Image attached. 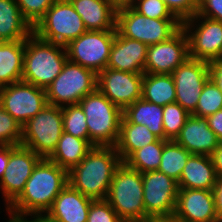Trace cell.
<instances>
[{
    "label": "cell",
    "instance_id": "7dc6e473",
    "mask_svg": "<svg viewBox=\"0 0 222 222\" xmlns=\"http://www.w3.org/2000/svg\"><path fill=\"white\" fill-rule=\"evenodd\" d=\"M26 218L27 217L18 219V221L19 222H55L43 214L31 215V218H32L31 220H28Z\"/></svg>",
    "mask_w": 222,
    "mask_h": 222
},
{
    "label": "cell",
    "instance_id": "ab89813d",
    "mask_svg": "<svg viewBox=\"0 0 222 222\" xmlns=\"http://www.w3.org/2000/svg\"><path fill=\"white\" fill-rule=\"evenodd\" d=\"M197 15L222 22V0H199Z\"/></svg>",
    "mask_w": 222,
    "mask_h": 222
},
{
    "label": "cell",
    "instance_id": "e0dca14e",
    "mask_svg": "<svg viewBox=\"0 0 222 222\" xmlns=\"http://www.w3.org/2000/svg\"><path fill=\"white\" fill-rule=\"evenodd\" d=\"M188 58V37L181 27L168 40L148 46L144 73L172 74Z\"/></svg>",
    "mask_w": 222,
    "mask_h": 222
},
{
    "label": "cell",
    "instance_id": "7c38bea8",
    "mask_svg": "<svg viewBox=\"0 0 222 222\" xmlns=\"http://www.w3.org/2000/svg\"><path fill=\"white\" fill-rule=\"evenodd\" d=\"M44 88L25 81L0 88V105L23 126L47 105Z\"/></svg>",
    "mask_w": 222,
    "mask_h": 222
},
{
    "label": "cell",
    "instance_id": "d6986e66",
    "mask_svg": "<svg viewBox=\"0 0 222 222\" xmlns=\"http://www.w3.org/2000/svg\"><path fill=\"white\" fill-rule=\"evenodd\" d=\"M148 46L138 40L115 34L106 68L132 73H144Z\"/></svg>",
    "mask_w": 222,
    "mask_h": 222
},
{
    "label": "cell",
    "instance_id": "ac0fdd59",
    "mask_svg": "<svg viewBox=\"0 0 222 222\" xmlns=\"http://www.w3.org/2000/svg\"><path fill=\"white\" fill-rule=\"evenodd\" d=\"M173 216L181 222H216L212 190L178 188Z\"/></svg>",
    "mask_w": 222,
    "mask_h": 222
},
{
    "label": "cell",
    "instance_id": "7a4b0ae2",
    "mask_svg": "<svg viewBox=\"0 0 222 222\" xmlns=\"http://www.w3.org/2000/svg\"><path fill=\"white\" fill-rule=\"evenodd\" d=\"M121 163L115 147L93 146L85 158L68 171V184L93 200L106 199L114 172Z\"/></svg>",
    "mask_w": 222,
    "mask_h": 222
},
{
    "label": "cell",
    "instance_id": "681fc988",
    "mask_svg": "<svg viewBox=\"0 0 222 222\" xmlns=\"http://www.w3.org/2000/svg\"><path fill=\"white\" fill-rule=\"evenodd\" d=\"M216 222H222V216H219Z\"/></svg>",
    "mask_w": 222,
    "mask_h": 222
},
{
    "label": "cell",
    "instance_id": "484cf974",
    "mask_svg": "<svg viewBox=\"0 0 222 222\" xmlns=\"http://www.w3.org/2000/svg\"><path fill=\"white\" fill-rule=\"evenodd\" d=\"M158 139L147 126L130 123L122 116L119 139L115 148L121 161L125 162L136 150Z\"/></svg>",
    "mask_w": 222,
    "mask_h": 222
},
{
    "label": "cell",
    "instance_id": "277c9868",
    "mask_svg": "<svg viewBox=\"0 0 222 222\" xmlns=\"http://www.w3.org/2000/svg\"><path fill=\"white\" fill-rule=\"evenodd\" d=\"M78 104L85 113L89 141L94 146L115 147L119 139L123 110L98 89L84 96Z\"/></svg>",
    "mask_w": 222,
    "mask_h": 222
},
{
    "label": "cell",
    "instance_id": "9a60e30c",
    "mask_svg": "<svg viewBox=\"0 0 222 222\" xmlns=\"http://www.w3.org/2000/svg\"><path fill=\"white\" fill-rule=\"evenodd\" d=\"M42 159L30 148L23 145H9V161L0 187L8 207L23 191L37 163Z\"/></svg>",
    "mask_w": 222,
    "mask_h": 222
},
{
    "label": "cell",
    "instance_id": "ffe728a7",
    "mask_svg": "<svg viewBox=\"0 0 222 222\" xmlns=\"http://www.w3.org/2000/svg\"><path fill=\"white\" fill-rule=\"evenodd\" d=\"M175 141L191 154L208 155L217 149L220 140L208 126L204 117L190 115Z\"/></svg>",
    "mask_w": 222,
    "mask_h": 222
},
{
    "label": "cell",
    "instance_id": "f6af8a7d",
    "mask_svg": "<svg viewBox=\"0 0 222 222\" xmlns=\"http://www.w3.org/2000/svg\"><path fill=\"white\" fill-rule=\"evenodd\" d=\"M9 161V145H0V180Z\"/></svg>",
    "mask_w": 222,
    "mask_h": 222
},
{
    "label": "cell",
    "instance_id": "603a6c76",
    "mask_svg": "<svg viewBox=\"0 0 222 222\" xmlns=\"http://www.w3.org/2000/svg\"><path fill=\"white\" fill-rule=\"evenodd\" d=\"M217 178L211 156L192 154L177 184L178 188L212 190Z\"/></svg>",
    "mask_w": 222,
    "mask_h": 222
},
{
    "label": "cell",
    "instance_id": "2e32d148",
    "mask_svg": "<svg viewBox=\"0 0 222 222\" xmlns=\"http://www.w3.org/2000/svg\"><path fill=\"white\" fill-rule=\"evenodd\" d=\"M144 73L106 68L97 74V89L122 110L142 98Z\"/></svg>",
    "mask_w": 222,
    "mask_h": 222
},
{
    "label": "cell",
    "instance_id": "60d3db41",
    "mask_svg": "<svg viewBox=\"0 0 222 222\" xmlns=\"http://www.w3.org/2000/svg\"><path fill=\"white\" fill-rule=\"evenodd\" d=\"M210 78L222 92V59L209 62Z\"/></svg>",
    "mask_w": 222,
    "mask_h": 222
},
{
    "label": "cell",
    "instance_id": "d4e9b609",
    "mask_svg": "<svg viewBox=\"0 0 222 222\" xmlns=\"http://www.w3.org/2000/svg\"><path fill=\"white\" fill-rule=\"evenodd\" d=\"M25 40L0 42V88L22 81Z\"/></svg>",
    "mask_w": 222,
    "mask_h": 222
},
{
    "label": "cell",
    "instance_id": "8992f818",
    "mask_svg": "<svg viewBox=\"0 0 222 222\" xmlns=\"http://www.w3.org/2000/svg\"><path fill=\"white\" fill-rule=\"evenodd\" d=\"M97 89V74L67 60L61 73L45 88L47 103L63 107L78 104L87 94Z\"/></svg>",
    "mask_w": 222,
    "mask_h": 222
},
{
    "label": "cell",
    "instance_id": "e575fe53",
    "mask_svg": "<svg viewBox=\"0 0 222 222\" xmlns=\"http://www.w3.org/2000/svg\"><path fill=\"white\" fill-rule=\"evenodd\" d=\"M22 126L0 105V145H21Z\"/></svg>",
    "mask_w": 222,
    "mask_h": 222
},
{
    "label": "cell",
    "instance_id": "44dd1931",
    "mask_svg": "<svg viewBox=\"0 0 222 222\" xmlns=\"http://www.w3.org/2000/svg\"><path fill=\"white\" fill-rule=\"evenodd\" d=\"M92 200L67 184L44 215L55 222H87Z\"/></svg>",
    "mask_w": 222,
    "mask_h": 222
},
{
    "label": "cell",
    "instance_id": "cb8c5ba5",
    "mask_svg": "<svg viewBox=\"0 0 222 222\" xmlns=\"http://www.w3.org/2000/svg\"><path fill=\"white\" fill-rule=\"evenodd\" d=\"M33 27L23 17L16 0H0V42L26 40Z\"/></svg>",
    "mask_w": 222,
    "mask_h": 222
},
{
    "label": "cell",
    "instance_id": "1f68e13d",
    "mask_svg": "<svg viewBox=\"0 0 222 222\" xmlns=\"http://www.w3.org/2000/svg\"><path fill=\"white\" fill-rule=\"evenodd\" d=\"M63 132L89 141L85 113L79 104L62 107Z\"/></svg>",
    "mask_w": 222,
    "mask_h": 222
},
{
    "label": "cell",
    "instance_id": "f1b7e54d",
    "mask_svg": "<svg viewBox=\"0 0 222 222\" xmlns=\"http://www.w3.org/2000/svg\"><path fill=\"white\" fill-rule=\"evenodd\" d=\"M176 90L172 74L144 73L142 80V98L164 107L175 102Z\"/></svg>",
    "mask_w": 222,
    "mask_h": 222
},
{
    "label": "cell",
    "instance_id": "bcb514c9",
    "mask_svg": "<svg viewBox=\"0 0 222 222\" xmlns=\"http://www.w3.org/2000/svg\"><path fill=\"white\" fill-rule=\"evenodd\" d=\"M108 3L116 10L132 7L135 0H107Z\"/></svg>",
    "mask_w": 222,
    "mask_h": 222
},
{
    "label": "cell",
    "instance_id": "52a82bcc",
    "mask_svg": "<svg viewBox=\"0 0 222 222\" xmlns=\"http://www.w3.org/2000/svg\"><path fill=\"white\" fill-rule=\"evenodd\" d=\"M63 133L62 107L47 104L22 126L21 145L42 158L55 150Z\"/></svg>",
    "mask_w": 222,
    "mask_h": 222
},
{
    "label": "cell",
    "instance_id": "b9f144b4",
    "mask_svg": "<svg viewBox=\"0 0 222 222\" xmlns=\"http://www.w3.org/2000/svg\"><path fill=\"white\" fill-rule=\"evenodd\" d=\"M208 126L220 140L222 138V109L206 117Z\"/></svg>",
    "mask_w": 222,
    "mask_h": 222
},
{
    "label": "cell",
    "instance_id": "8fae6325",
    "mask_svg": "<svg viewBox=\"0 0 222 222\" xmlns=\"http://www.w3.org/2000/svg\"><path fill=\"white\" fill-rule=\"evenodd\" d=\"M182 28L188 37L190 58L206 62L222 59V22L196 14L182 22Z\"/></svg>",
    "mask_w": 222,
    "mask_h": 222
},
{
    "label": "cell",
    "instance_id": "4fadbf2b",
    "mask_svg": "<svg viewBox=\"0 0 222 222\" xmlns=\"http://www.w3.org/2000/svg\"><path fill=\"white\" fill-rule=\"evenodd\" d=\"M146 218L174 215L178 193L177 181L158 170L142 173Z\"/></svg>",
    "mask_w": 222,
    "mask_h": 222
},
{
    "label": "cell",
    "instance_id": "8d00e7d4",
    "mask_svg": "<svg viewBox=\"0 0 222 222\" xmlns=\"http://www.w3.org/2000/svg\"><path fill=\"white\" fill-rule=\"evenodd\" d=\"M132 8L149 18L154 19H177L163 0H135Z\"/></svg>",
    "mask_w": 222,
    "mask_h": 222
},
{
    "label": "cell",
    "instance_id": "3957f363",
    "mask_svg": "<svg viewBox=\"0 0 222 222\" xmlns=\"http://www.w3.org/2000/svg\"><path fill=\"white\" fill-rule=\"evenodd\" d=\"M67 60L64 45L44 41L32 33L25 40L22 81L45 89L61 73Z\"/></svg>",
    "mask_w": 222,
    "mask_h": 222
},
{
    "label": "cell",
    "instance_id": "7bdbcfd3",
    "mask_svg": "<svg viewBox=\"0 0 222 222\" xmlns=\"http://www.w3.org/2000/svg\"><path fill=\"white\" fill-rule=\"evenodd\" d=\"M217 218L222 216V177H218L212 189Z\"/></svg>",
    "mask_w": 222,
    "mask_h": 222
},
{
    "label": "cell",
    "instance_id": "ee69618b",
    "mask_svg": "<svg viewBox=\"0 0 222 222\" xmlns=\"http://www.w3.org/2000/svg\"><path fill=\"white\" fill-rule=\"evenodd\" d=\"M211 158L217 177H222V145L219 144L217 149L212 153Z\"/></svg>",
    "mask_w": 222,
    "mask_h": 222
},
{
    "label": "cell",
    "instance_id": "f35d334b",
    "mask_svg": "<svg viewBox=\"0 0 222 222\" xmlns=\"http://www.w3.org/2000/svg\"><path fill=\"white\" fill-rule=\"evenodd\" d=\"M171 13L182 23L197 14L199 0H163Z\"/></svg>",
    "mask_w": 222,
    "mask_h": 222
},
{
    "label": "cell",
    "instance_id": "4dcf8cb0",
    "mask_svg": "<svg viewBox=\"0 0 222 222\" xmlns=\"http://www.w3.org/2000/svg\"><path fill=\"white\" fill-rule=\"evenodd\" d=\"M168 140L158 139L136 150L125 163L140 173L158 170L164 144Z\"/></svg>",
    "mask_w": 222,
    "mask_h": 222
},
{
    "label": "cell",
    "instance_id": "74e56055",
    "mask_svg": "<svg viewBox=\"0 0 222 222\" xmlns=\"http://www.w3.org/2000/svg\"><path fill=\"white\" fill-rule=\"evenodd\" d=\"M87 222H124L106 199L92 200Z\"/></svg>",
    "mask_w": 222,
    "mask_h": 222
},
{
    "label": "cell",
    "instance_id": "7402d4cb",
    "mask_svg": "<svg viewBox=\"0 0 222 222\" xmlns=\"http://www.w3.org/2000/svg\"><path fill=\"white\" fill-rule=\"evenodd\" d=\"M87 31L116 30V10L107 0H69Z\"/></svg>",
    "mask_w": 222,
    "mask_h": 222
},
{
    "label": "cell",
    "instance_id": "30bf717a",
    "mask_svg": "<svg viewBox=\"0 0 222 222\" xmlns=\"http://www.w3.org/2000/svg\"><path fill=\"white\" fill-rule=\"evenodd\" d=\"M116 30L86 31L66 46L68 60L96 74L106 69Z\"/></svg>",
    "mask_w": 222,
    "mask_h": 222
},
{
    "label": "cell",
    "instance_id": "c3c4849f",
    "mask_svg": "<svg viewBox=\"0 0 222 222\" xmlns=\"http://www.w3.org/2000/svg\"><path fill=\"white\" fill-rule=\"evenodd\" d=\"M140 222H181L174 216L170 217H149Z\"/></svg>",
    "mask_w": 222,
    "mask_h": 222
},
{
    "label": "cell",
    "instance_id": "d590c367",
    "mask_svg": "<svg viewBox=\"0 0 222 222\" xmlns=\"http://www.w3.org/2000/svg\"><path fill=\"white\" fill-rule=\"evenodd\" d=\"M56 0H16L23 17L34 27Z\"/></svg>",
    "mask_w": 222,
    "mask_h": 222
},
{
    "label": "cell",
    "instance_id": "ba28073f",
    "mask_svg": "<svg viewBox=\"0 0 222 222\" xmlns=\"http://www.w3.org/2000/svg\"><path fill=\"white\" fill-rule=\"evenodd\" d=\"M178 19H154L141 15L132 7L116 12V32L120 36L143 42L147 46L168 40L180 28Z\"/></svg>",
    "mask_w": 222,
    "mask_h": 222
},
{
    "label": "cell",
    "instance_id": "d6a6232c",
    "mask_svg": "<svg viewBox=\"0 0 222 222\" xmlns=\"http://www.w3.org/2000/svg\"><path fill=\"white\" fill-rule=\"evenodd\" d=\"M190 114L178 103L173 102L163 107V130L165 140H175Z\"/></svg>",
    "mask_w": 222,
    "mask_h": 222
},
{
    "label": "cell",
    "instance_id": "4316f807",
    "mask_svg": "<svg viewBox=\"0 0 222 222\" xmlns=\"http://www.w3.org/2000/svg\"><path fill=\"white\" fill-rule=\"evenodd\" d=\"M122 116L130 123L145 125L159 139L165 140L163 107L143 98L123 109Z\"/></svg>",
    "mask_w": 222,
    "mask_h": 222
},
{
    "label": "cell",
    "instance_id": "9c48e42d",
    "mask_svg": "<svg viewBox=\"0 0 222 222\" xmlns=\"http://www.w3.org/2000/svg\"><path fill=\"white\" fill-rule=\"evenodd\" d=\"M87 30L69 0H56L33 27L40 39L66 46Z\"/></svg>",
    "mask_w": 222,
    "mask_h": 222
},
{
    "label": "cell",
    "instance_id": "83f0119b",
    "mask_svg": "<svg viewBox=\"0 0 222 222\" xmlns=\"http://www.w3.org/2000/svg\"><path fill=\"white\" fill-rule=\"evenodd\" d=\"M93 146L90 141L63 132L55 150L48 159L69 171L85 158Z\"/></svg>",
    "mask_w": 222,
    "mask_h": 222
},
{
    "label": "cell",
    "instance_id": "6da1fadb",
    "mask_svg": "<svg viewBox=\"0 0 222 222\" xmlns=\"http://www.w3.org/2000/svg\"><path fill=\"white\" fill-rule=\"evenodd\" d=\"M68 184V171L48 158H42L28 178L21 194L6 210L10 219L45 214Z\"/></svg>",
    "mask_w": 222,
    "mask_h": 222
},
{
    "label": "cell",
    "instance_id": "5bb4252c",
    "mask_svg": "<svg viewBox=\"0 0 222 222\" xmlns=\"http://www.w3.org/2000/svg\"><path fill=\"white\" fill-rule=\"evenodd\" d=\"M172 76L176 90L175 102L192 115L204 85L210 78L209 62L189 57L172 72Z\"/></svg>",
    "mask_w": 222,
    "mask_h": 222
},
{
    "label": "cell",
    "instance_id": "f907efd6",
    "mask_svg": "<svg viewBox=\"0 0 222 222\" xmlns=\"http://www.w3.org/2000/svg\"><path fill=\"white\" fill-rule=\"evenodd\" d=\"M7 222H19L18 220L10 219Z\"/></svg>",
    "mask_w": 222,
    "mask_h": 222
},
{
    "label": "cell",
    "instance_id": "836d02e7",
    "mask_svg": "<svg viewBox=\"0 0 222 222\" xmlns=\"http://www.w3.org/2000/svg\"><path fill=\"white\" fill-rule=\"evenodd\" d=\"M222 109V92L211 78L207 80L200 94L195 112L196 117H204L214 114Z\"/></svg>",
    "mask_w": 222,
    "mask_h": 222
},
{
    "label": "cell",
    "instance_id": "f546056e",
    "mask_svg": "<svg viewBox=\"0 0 222 222\" xmlns=\"http://www.w3.org/2000/svg\"><path fill=\"white\" fill-rule=\"evenodd\" d=\"M191 155L186 148L179 145L175 140H168L163 147L158 171L178 182Z\"/></svg>",
    "mask_w": 222,
    "mask_h": 222
},
{
    "label": "cell",
    "instance_id": "5b68a950",
    "mask_svg": "<svg viewBox=\"0 0 222 222\" xmlns=\"http://www.w3.org/2000/svg\"><path fill=\"white\" fill-rule=\"evenodd\" d=\"M106 200L124 222L145 220L142 173L122 162L114 172Z\"/></svg>",
    "mask_w": 222,
    "mask_h": 222
}]
</instances>
